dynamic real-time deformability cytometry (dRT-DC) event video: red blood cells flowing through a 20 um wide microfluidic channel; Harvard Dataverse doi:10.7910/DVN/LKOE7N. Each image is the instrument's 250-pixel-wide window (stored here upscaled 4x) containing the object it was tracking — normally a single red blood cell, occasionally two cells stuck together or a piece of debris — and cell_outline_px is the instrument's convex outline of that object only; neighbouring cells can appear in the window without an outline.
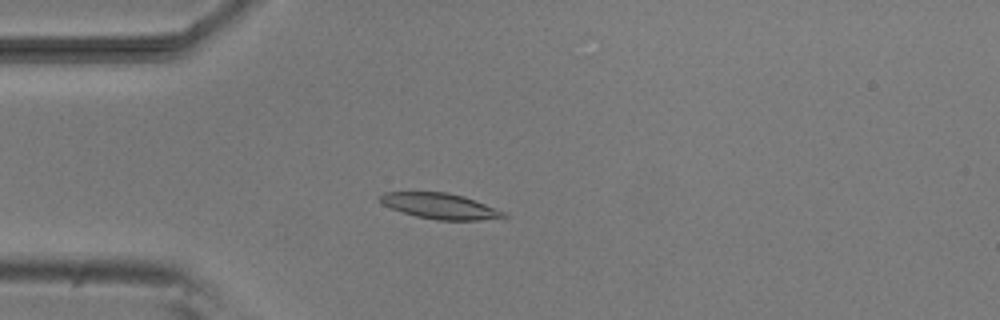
{"species": "common noctule bat (a hibernating species)", "species_latin": "Nyctalus noctula", "temperature_condition": "room temperature", "stored_images_in_passage": 34, "camera_frame_rate_fps": 3000, "um_per_image_px": 0.085, "animal": {"sex": "male", "body_mass_g": 20.5, "forearm_length_mm": 52.5}, "frame": {"image": 1, "passage_image": 10, "time_ms": 3.0, "image_size_px": [1000, 320], "cell_outline_px": [[508, 216], [480, 220], [436, 220], [416, 216], [400, 212], [384, 204], [376, 196], [384, 192], [448, 192], [464, 196], [504, 212]], "centroid_in_image_um": [37.34, 17.51], "position_along_channel_um": 47.7, "area_um2": 18.32}}
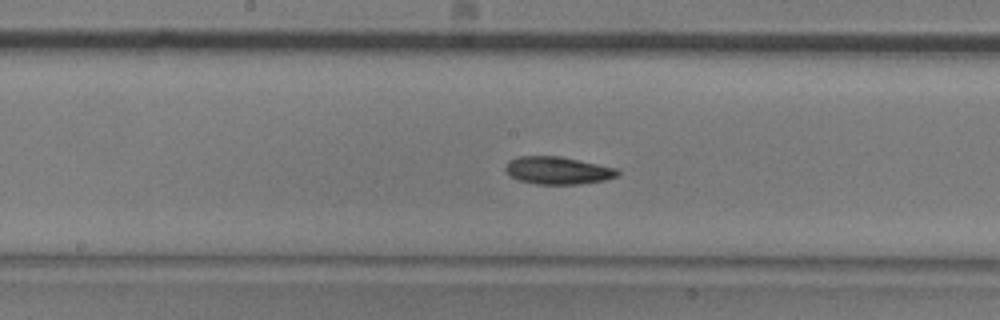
{"frame": {"image": 2, "passage_image": 23, "time_ms": 7.333, "image_size_px": [1000, 320], "cell_outline_px": [[620, 172], [616, 176], [604, 180], [580, 184], [536, 184], [516, 180], [508, 176], [504, 168], [508, 160], [520, 156], [560, 156], [616, 168]], "centroid_in_image_um": [47.34, 14.49], "position_along_channel_um": 200.9, "area_um2": 18.09}}
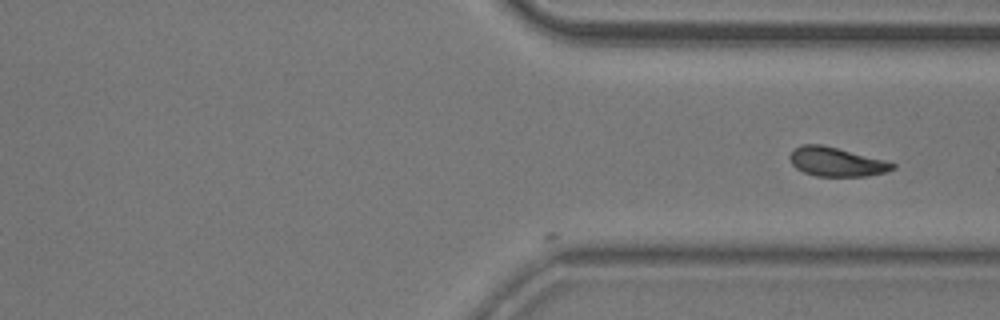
{"frame": {"image": 3, "passage_image": 34, "time_ms": 11.0, "image_size_px": [1000, 320], "cell_outline_px": [[896, 168], [888, 172], [868, 176], [816, 176], [804, 172], [796, 168], [792, 164], [788, 156], [796, 148], [804, 144], [820, 144], [888, 160], [896, 164]], "centroid_in_image_um": [71.15, 13.76], "position_along_channel_um": 340.2, "area_um2": 17.51}}